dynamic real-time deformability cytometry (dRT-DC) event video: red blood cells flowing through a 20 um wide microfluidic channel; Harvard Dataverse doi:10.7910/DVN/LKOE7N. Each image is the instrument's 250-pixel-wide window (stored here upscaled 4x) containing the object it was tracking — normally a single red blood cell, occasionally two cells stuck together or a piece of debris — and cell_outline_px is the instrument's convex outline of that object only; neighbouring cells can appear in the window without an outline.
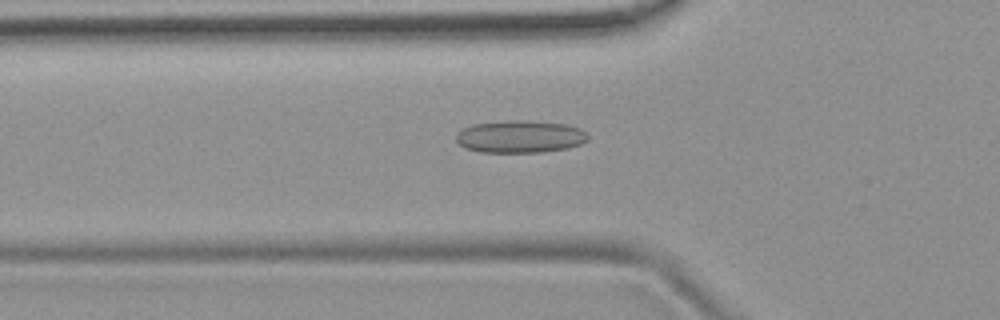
{"species": "common noctule bat (a hibernating species)", "species_latin": "Nyctalus noctula", "temperature_condition": "room temperature", "stored_images_in_passage": 51, "camera_frame_rate_fps": 3000, "um_per_image_px": 0.085, "animal": {"sex": "female", "body_mass_g": 19.9}, "frame": {"image": 1, "passage_image": 16, "time_ms": 5.0, "image_size_px": [1000, 320], "cell_outline_px": [[588, 140], [580, 144], [568, 148], [544, 152], [480, 152], [464, 148], [456, 140], [456, 132], [472, 124], [508, 120], [520, 120], [564, 124], [580, 128], [588, 136]], "centroid_in_image_um": [44.18, 11.62], "position_along_channel_um": 81.6, "area_um2": 24.91}}
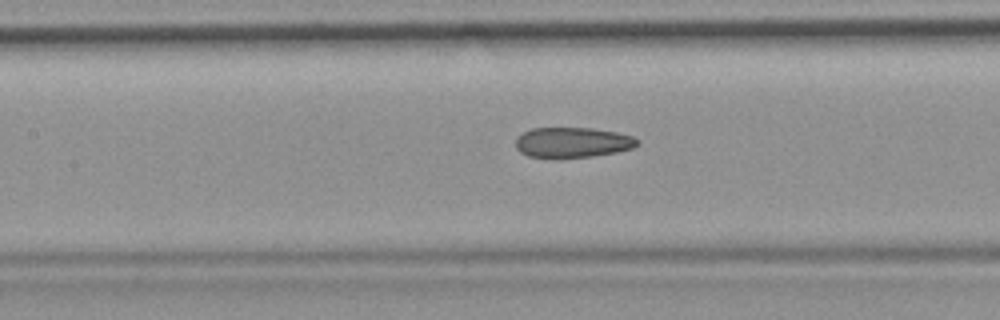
{"frame": {"image": 2, "passage_image": 22, "time_ms": 7.0, "image_size_px": [1000, 320], "cell_outline_px": [[640, 144], [632, 148], [616, 152], [592, 156], [528, 156], [520, 152], [516, 148], [516, 136], [532, 128], [592, 128], [616, 132], [632, 136], [640, 140]], "centroid_in_image_um": [48.69, 12.08], "position_along_channel_um": 158.7, "area_um2": 21.1}}
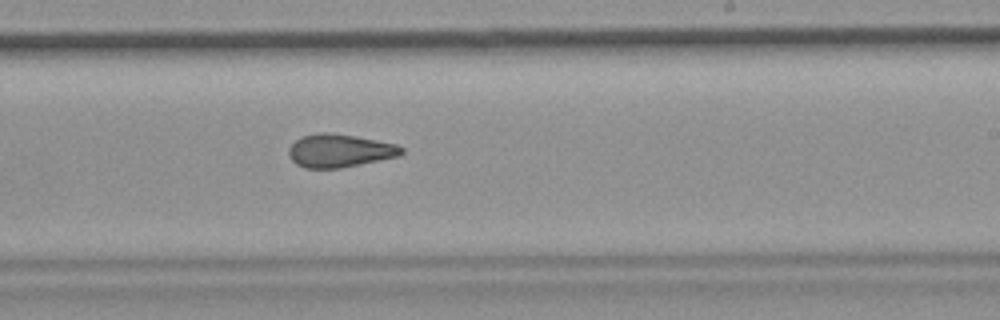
{"frame": {"image": 3, "passage_image": 30, "time_ms": 9.667, "image_size_px": [1000, 320], "cell_outline_px": [[404, 152], [400, 156], [340, 168], [304, 168], [296, 164], [288, 156], [288, 148], [296, 140], [304, 136], [320, 132], [324, 132], [356, 136], [396, 144], [404, 148]], "centroid_in_image_um": [28.87, 12.81], "position_along_channel_um": 260.1, "area_um2": 21.73}, "authors_computed_cell_mechanics": {"area_um2": 22.3108, "velocity_mm_per_s": 3.8216, "shape_relaxation_time_tau1_ms": null, "shape_relaxation_time_tau2_ms": 2.9494, "deformation_change_tau1": null, "deformation_change_tau2": 0.1098}}